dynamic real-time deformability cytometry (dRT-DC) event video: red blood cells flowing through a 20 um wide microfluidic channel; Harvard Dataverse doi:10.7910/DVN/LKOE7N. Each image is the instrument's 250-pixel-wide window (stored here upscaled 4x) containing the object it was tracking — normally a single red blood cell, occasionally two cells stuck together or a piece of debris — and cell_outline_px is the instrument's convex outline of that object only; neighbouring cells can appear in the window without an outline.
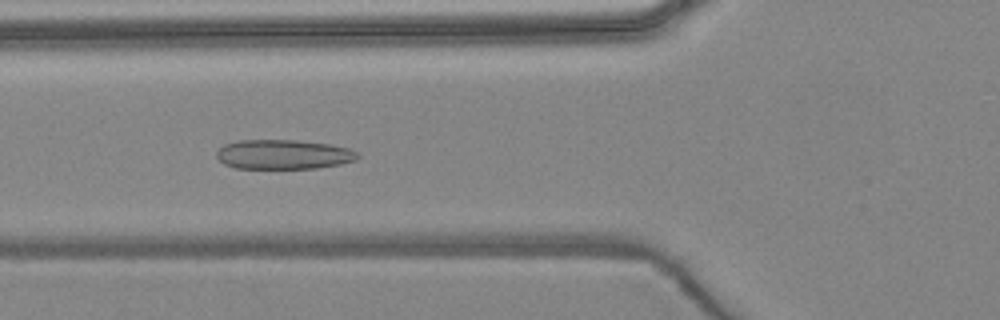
{"species": "common noctule bat (a hibernating species)", "species_latin": "Nyctalus noctula", "temperature_condition": "warm", "stored_images_in_passage": 7, "camera_frame_rate_fps": 3000, "um_per_image_px": 0.085, "animal": {"sex": "female", "body_mass_g": 24.6, "forearm_length_mm": 56.2}, "frame": {"image": 1, "passage_image": 5, "time_ms": 5.667, "image_size_px": [1000, 320], "cell_outline_px": [[360, 156], [356, 160], [340, 164], [316, 168], [236, 168], [224, 164], [216, 156], [216, 152], [224, 144], [236, 140], [296, 140], [328, 144], [348, 148], [356, 152]], "centroid_in_image_um": [24.07, 13.12], "position_along_channel_um": 101.7, "area_um2": 24.22}}
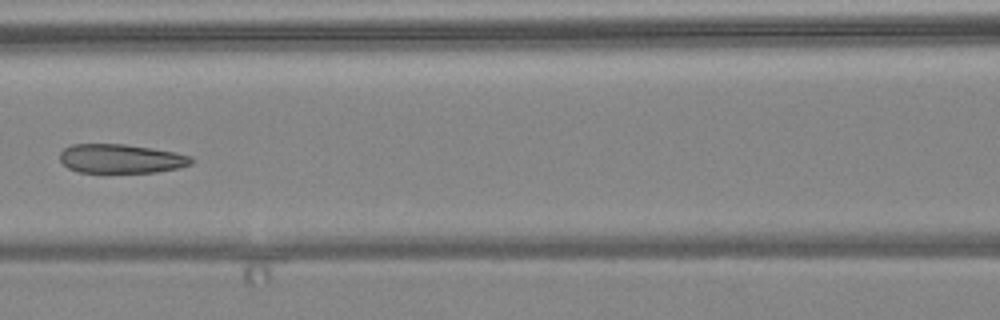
{"frame": {"image": 2, "passage_image": 6, "time_ms": 7.0, "image_size_px": [1000, 320], "cell_outline_px": [[196, 160], [192, 164], [180, 168], [156, 172], [80, 172], [68, 168], [60, 160], [60, 152], [64, 148], [72, 144], [124, 144], [152, 148], [176, 152], [192, 156]], "centroid_in_image_um": [10.34, 13.48], "position_along_channel_um": 156.3, "area_um2": 22.43}}
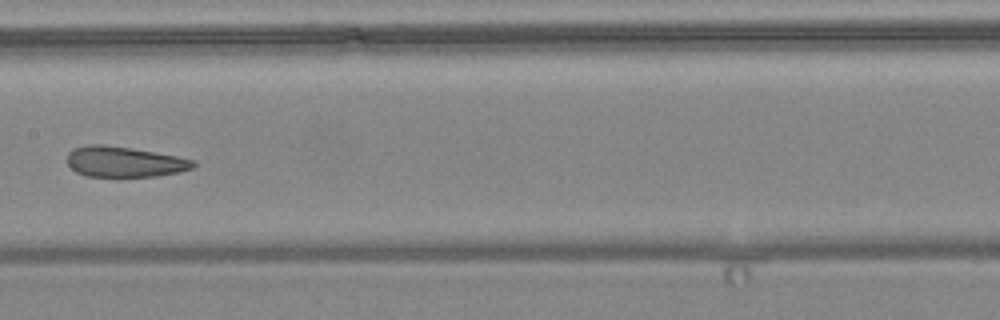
{"frame": {"image": 3, "passage_image": 7, "time_ms": 8.0, "image_size_px": [1000, 320], "cell_outline_px": [[196, 164], [192, 168], [180, 172], [156, 176], [120, 180], [116, 180], [88, 176], [76, 172], [68, 164], [68, 152], [72, 148], [88, 144], [104, 144], [176, 156], [196, 160]], "centroid_in_image_um": [10.55, 13.81], "position_along_channel_um": 196.9, "area_um2": 23.29}}